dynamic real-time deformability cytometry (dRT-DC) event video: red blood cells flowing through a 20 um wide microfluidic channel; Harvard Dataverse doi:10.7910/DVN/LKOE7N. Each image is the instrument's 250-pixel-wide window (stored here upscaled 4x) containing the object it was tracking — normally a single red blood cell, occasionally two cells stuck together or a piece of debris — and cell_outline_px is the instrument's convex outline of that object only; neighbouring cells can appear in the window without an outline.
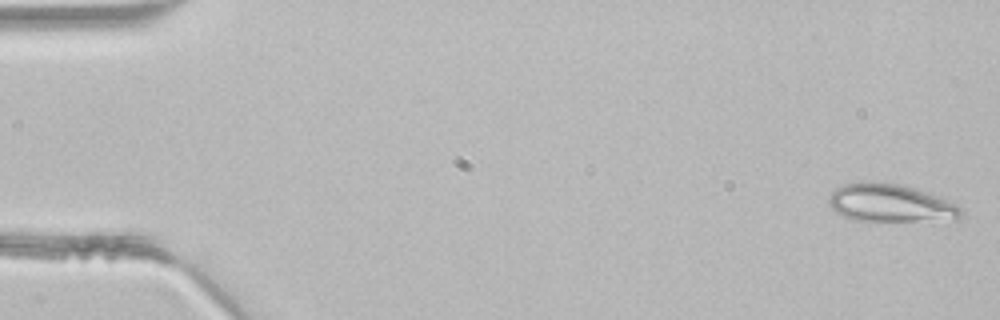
{"species": "common noctule bat (a hibernating species)", "species_latin": "Nyctalus noctula", "temperature_condition": "room temperature", "stored_images_in_passage": 45, "camera_frame_rate_fps": 3000, "um_per_image_px": 0.085, "animal": {"sex": "male", "body_mass_g": 21.5, "forearm_length_mm": 52.0}, "frame": {"image": 1, "passage_image": 1, "time_ms": 0.0, "image_size_px": [1000, 320], "cell_outline_px": [[964, 212], [956, 220], [856, 220], [844, 216], [836, 212], [828, 204], [828, 200], [832, 192], [836, 188], [844, 184], [860, 180], [872, 180], [896, 184], [912, 188], [940, 196], [964, 208]], "centroid_in_image_um": [75.69, 17.24], "position_along_channel_um": 9.3, "area_um2": 29.25}}
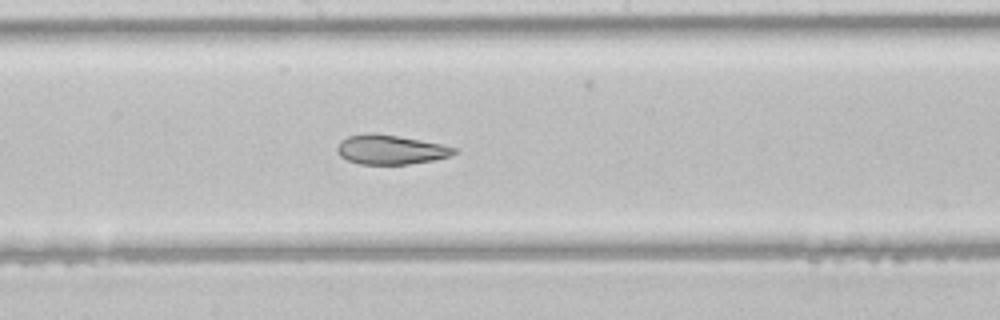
{"frame": {"image": 2, "passage_image": 24, "time_ms": 7.667, "image_size_px": [1000, 320], "cell_outline_px": [[460, 148], [456, 152], [448, 156], [436, 160], [408, 164], [360, 164], [348, 160], [340, 156], [336, 148], [340, 140], [348, 136], [368, 132], [376, 132], [420, 140]], "centroid_in_image_um": [33.18, 12.71], "position_along_channel_um": 215.0, "area_um2": 20.17}}
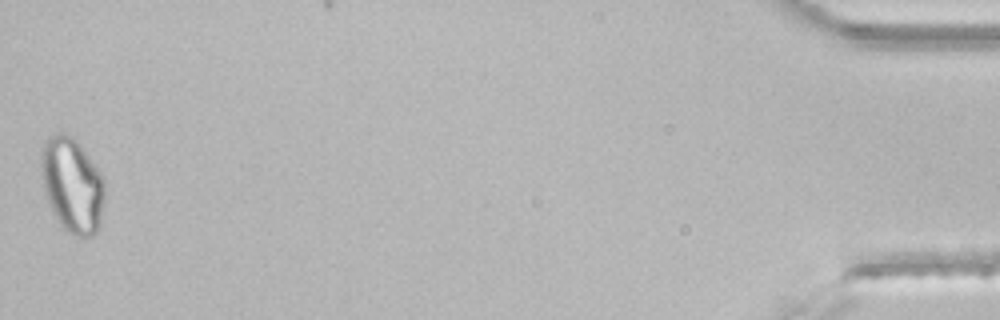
{"frame": {"image": 3, "passage_image": 45, "time_ms": 14.667, "image_size_px": [1000, 320], "cell_outline_px": [[104, 200], [100, 228], [92, 236], [76, 236], [68, 232], [60, 224], [52, 212], [48, 204], [44, 188], [40, 164], [40, 152], [44, 140], [48, 136], [56, 132], [64, 132], [72, 136], [76, 140], [104, 176]], "centroid_in_image_um": [6.13, 15.71], "position_along_channel_um": 429.1, "area_um2": 35.66}}